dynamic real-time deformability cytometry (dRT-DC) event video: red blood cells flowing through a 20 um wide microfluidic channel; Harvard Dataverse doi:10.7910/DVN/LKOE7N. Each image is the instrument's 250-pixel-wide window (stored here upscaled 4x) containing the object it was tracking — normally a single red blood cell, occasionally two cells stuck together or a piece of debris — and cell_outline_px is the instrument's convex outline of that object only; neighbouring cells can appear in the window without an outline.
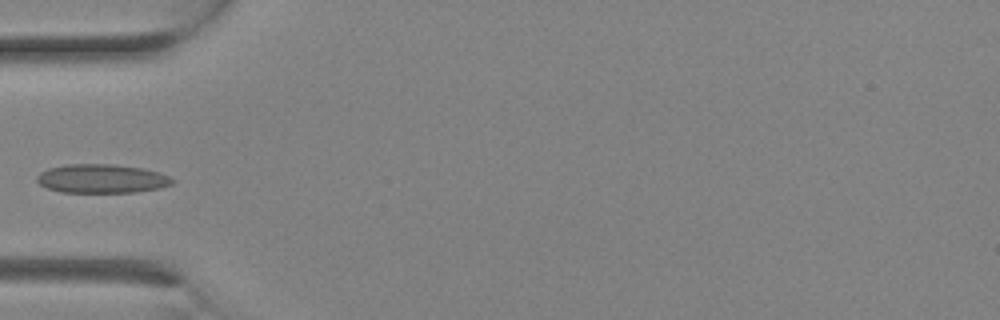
{"species": "Egyptian fruit bat (a non-hibernating species)", "species_latin": "Rousettus aegyptiacus", "temperature_condition": "room temperature", "stored_images_in_passage": 16, "camera_frame_rate_fps": 3000, "um_per_image_px": 0.085, "animal": {"sex": "female"}, "frame": {"image": 1, "passage_image": 9, "time_ms": 2.667, "image_size_px": [1000, 320], "cell_outline_px": [[176, 180], [172, 184], [160, 188], [136, 192], [60, 192], [48, 188], [40, 184], [36, 180], [36, 176], [40, 172], [48, 168], [64, 164], [112, 164], [144, 168], [160, 172]], "centroid_in_image_um": [8.66, 15.18], "position_along_channel_um": 76.3, "area_um2": 22.95}}
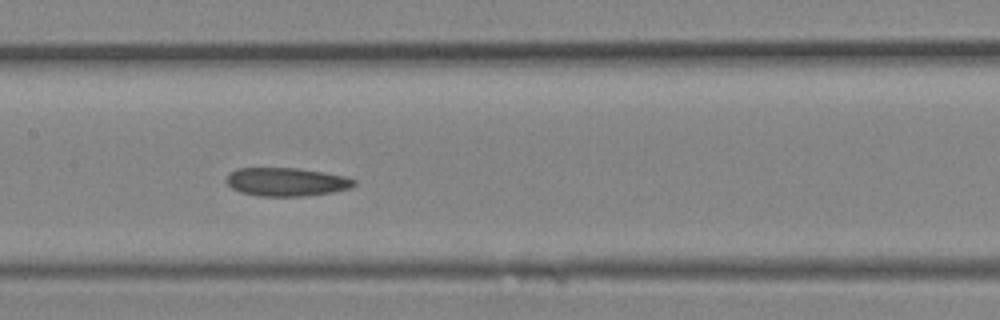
{"frame": {"image": 2, "passage_image": 13, "time_ms": 4.0, "image_size_px": [1000, 320], "cell_outline_px": [[356, 184], [352, 188], [332, 192], [304, 196], [260, 196], [240, 192], [232, 188], [224, 180], [236, 168], [300, 168], [324, 172], [344, 176], [356, 180]], "centroid_in_image_um": [24.36, 15.46], "position_along_channel_um": 183.0, "area_um2": 21.21}}
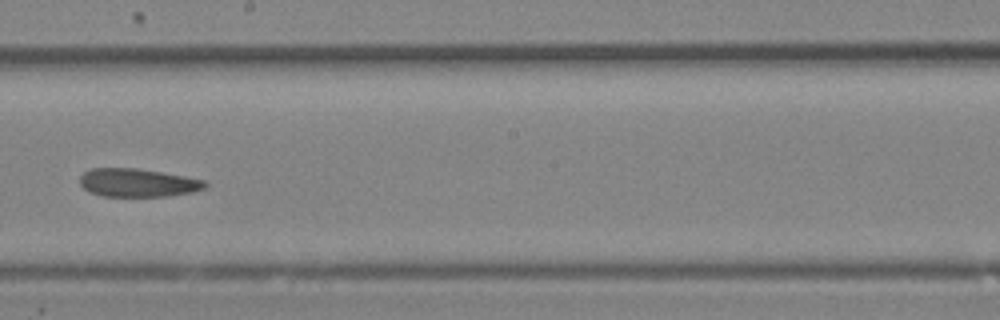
{"frame": {"image": 3, "passage_image": 15, "time_ms": 4.667, "image_size_px": [1000, 320], "cell_outline_px": [[208, 184], [204, 188], [192, 192], [168, 196], [104, 196], [88, 192], [80, 184], [80, 176], [84, 172], [92, 168], [136, 168], [184, 176], [204, 180]], "centroid_in_image_um": [11.68, 15.53], "position_along_channel_um": 236.5, "area_um2": 20.52}}